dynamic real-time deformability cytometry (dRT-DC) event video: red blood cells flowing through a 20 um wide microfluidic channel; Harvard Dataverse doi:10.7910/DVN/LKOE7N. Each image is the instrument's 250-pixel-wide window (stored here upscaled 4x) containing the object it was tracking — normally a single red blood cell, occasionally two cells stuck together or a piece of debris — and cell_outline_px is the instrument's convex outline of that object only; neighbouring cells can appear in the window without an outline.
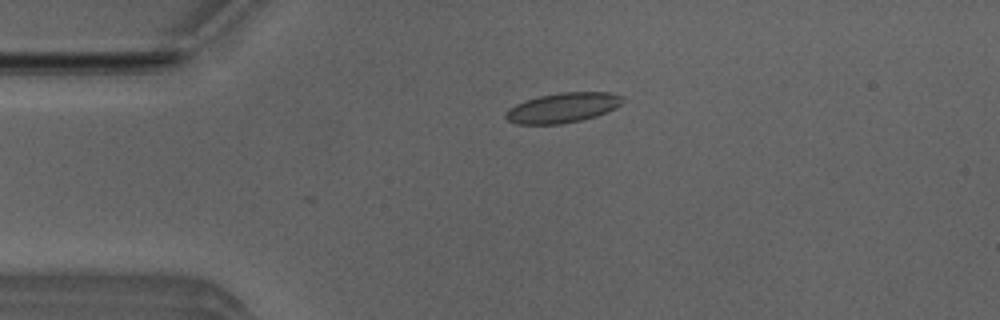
{"species": "Egyptian fruit bat (a non-hibernating species)", "species_latin": "Rousettus aegyptiacus", "temperature_condition": "room temperature", "stored_images_in_passage": 3, "camera_frame_rate_fps": 3000, "um_per_image_px": 0.085, "animal": {"sex": "male"}, "frame": {"image": 1, "passage_image": 2, "time_ms": 0.333, "image_size_px": [1000, 320], "cell_outline_px": [[624, 100], [616, 108], [608, 112], [596, 116], [580, 120], [560, 124], [516, 124], [508, 120], [504, 116], [504, 112], [508, 108], [524, 100], [540, 96], [560, 92], [608, 92], [624, 96]], "centroid_in_image_um": [47.82, 9.15], "position_along_channel_um": 37.2, "area_um2": 20.52}}